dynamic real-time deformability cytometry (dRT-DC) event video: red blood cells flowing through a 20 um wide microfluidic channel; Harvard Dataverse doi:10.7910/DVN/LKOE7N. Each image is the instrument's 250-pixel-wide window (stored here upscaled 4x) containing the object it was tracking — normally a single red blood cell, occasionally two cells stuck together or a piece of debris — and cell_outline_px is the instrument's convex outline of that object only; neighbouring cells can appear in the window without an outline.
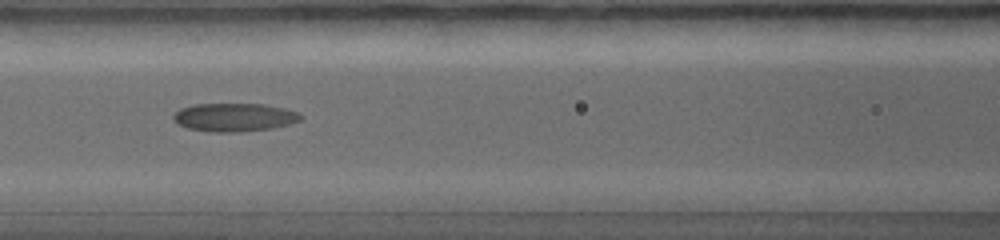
{"species": "common noctule bat (a hibernating species)", "species_latin": "Nyctalus noctula", "temperature_condition": "warm", "stored_images_in_passage": 32, "camera_frame_rate_fps": 5000, "um_per_image_px": 0.085, "animal": {"sex": "female", "body_mass_g": 19.0, "forearm_length_mm": 56.7}, "frame": {"image": 1, "passage_image": 9, "time_ms": 1.6, "image_size_px": [1000, 240], "cell_outline_px": [[304, 116], [300, 120], [288, 124], [272, 128], [236, 132], [212, 132], [188, 128], [176, 124], [172, 120], [172, 116], [180, 108], [196, 104], [264, 104], [284, 108], [300, 112]], "centroid_in_image_um": [19.91, 9.96], "position_along_channel_um": 146.7, "area_um2": 21.1}}
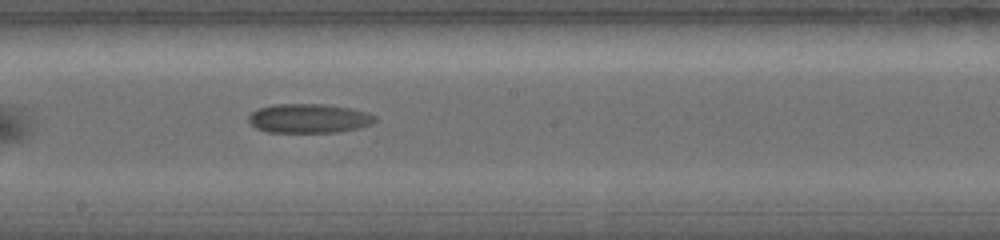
{"frame": {"image": 2, "passage_image": 15, "time_ms": 2.8, "image_size_px": [1000, 240], "cell_outline_px": [[376, 120], [372, 124], [340, 132], [268, 132], [256, 128], [248, 124], [248, 116], [256, 108], [276, 104], [324, 104], [352, 108], [376, 116]], "centroid_in_image_um": [26.21, 10.06], "position_along_channel_um": 222.0, "area_um2": 21.62}}
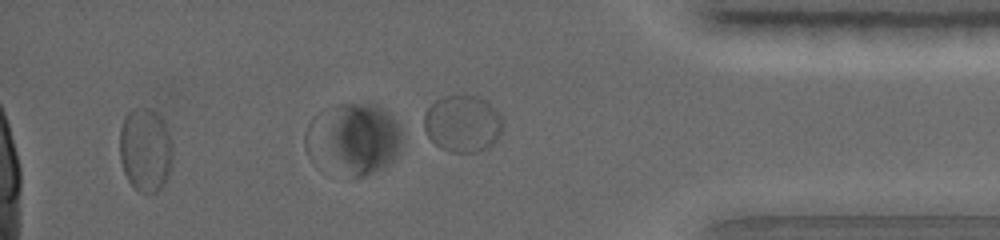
{"frame": {"image": 3, "passage_image": 30, "time_ms": 5.8, "image_size_px": [1000, 240], "cell_outline_px": [[172, 164], [168, 176], [164, 184], [156, 192], [140, 192], [128, 180], [124, 172], [120, 160], [120, 128], [124, 116], [132, 108], [152, 108], [164, 120], [172, 140]], "centroid_in_image_um": [12.37, 12.7], "position_along_channel_um": 422.8, "area_um2": 26.18}}